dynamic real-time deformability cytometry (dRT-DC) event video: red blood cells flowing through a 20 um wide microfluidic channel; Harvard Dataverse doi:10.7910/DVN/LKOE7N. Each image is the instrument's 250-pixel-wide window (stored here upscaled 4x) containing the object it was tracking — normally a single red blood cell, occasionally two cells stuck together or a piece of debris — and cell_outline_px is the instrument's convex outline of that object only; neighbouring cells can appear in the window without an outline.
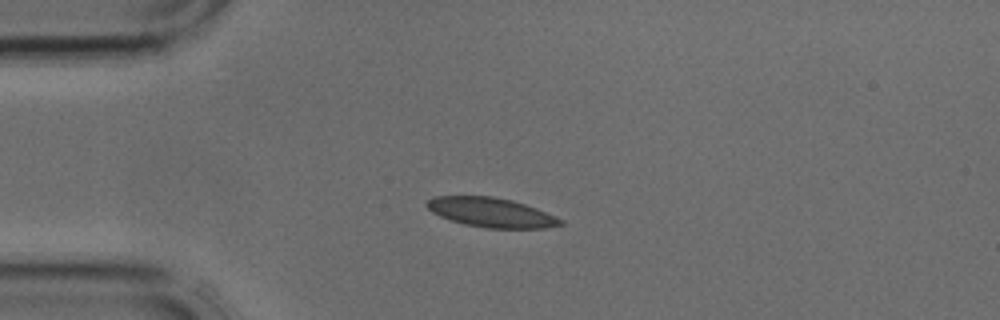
{"species": "common noctule bat (a hibernating species)", "species_latin": "Nyctalus noctula", "temperature_condition": "cold", "stored_images_in_passage": 2, "camera_frame_rate_fps": 3000, "um_per_image_px": 0.085, "animal": {"sex": "male", "body_mass_g": 17.9, "forearm_length_mm": 54.2}, "frame": {"image": 1, "passage_image": 2, "time_ms": 0.333, "image_size_px": [1000, 320], "cell_outline_px": [[564, 224], [544, 228], [484, 228], [464, 224], [440, 216], [432, 212], [424, 204], [428, 200], [436, 196], [492, 196], [512, 200], [536, 208], [564, 220]], "centroid_in_image_um": [41.75, 18.06], "position_along_channel_um": 43.3, "area_um2": 22.83}}